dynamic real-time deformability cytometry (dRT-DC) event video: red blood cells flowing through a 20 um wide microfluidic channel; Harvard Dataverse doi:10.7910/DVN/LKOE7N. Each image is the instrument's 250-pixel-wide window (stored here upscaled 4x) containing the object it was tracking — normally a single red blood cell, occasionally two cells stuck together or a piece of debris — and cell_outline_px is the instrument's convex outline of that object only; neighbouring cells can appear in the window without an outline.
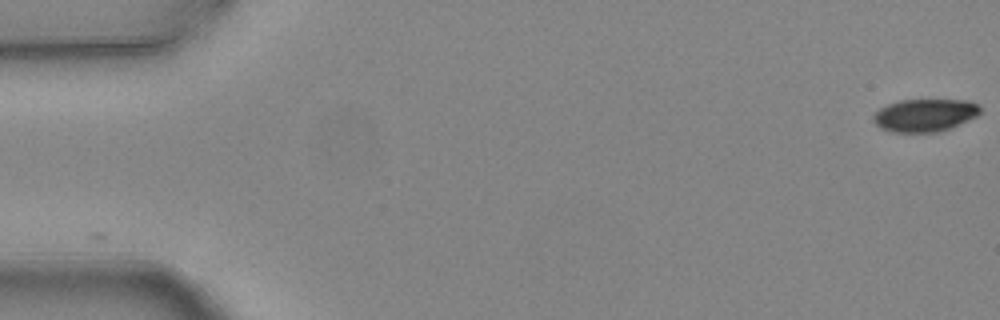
{"species": "common noctule bat (a hibernating species)", "species_latin": "Nyctalus noctula", "temperature_condition": "warm", "stored_images_in_passage": 9, "camera_frame_rate_fps": 3000, "um_per_image_px": 0.085, "animal": {"sex": "female", "body_mass_g": 24.6, "forearm_length_mm": 56.2}, "frame": {"image": 1, "passage_image": 1, "time_ms": 0.0, "image_size_px": [1000, 320], "cell_outline_px": [[980, 112], [976, 116], [952, 128], [940, 132], [892, 132], [880, 128], [872, 120], [872, 116], [880, 108], [888, 104], [900, 100], [968, 100], [980, 104]], "centroid_in_image_um": [78.61, 9.79], "position_along_channel_um": 6.4, "area_um2": 20.52}}
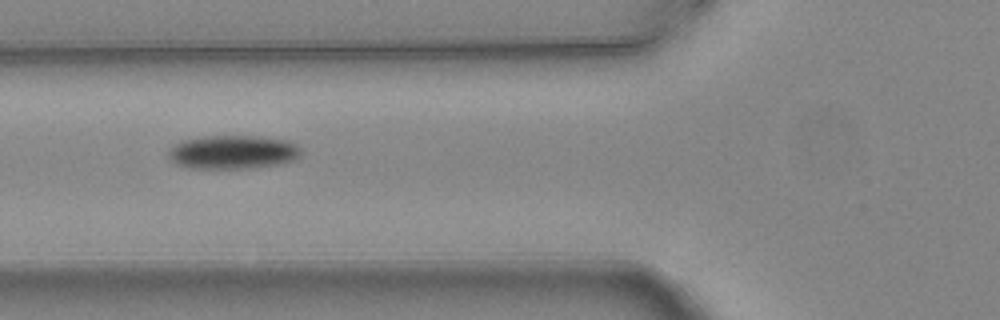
{"frame": {"image": 2, "passage_image": 7, "time_ms": 2.0, "image_size_px": [1000, 320], "cell_outline_px": [[300, 156], [292, 160], [276, 164], [256, 168], [188, 168], [176, 164], [168, 156], [168, 152], [172, 144], [184, 140], [204, 136], [260, 136], [288, 140], [296, 144], [300, 148]], "centroid_in_image_um": [19.77, 12.92], "position_along_channel_um": 106.0, "area_um2": 26.13}}
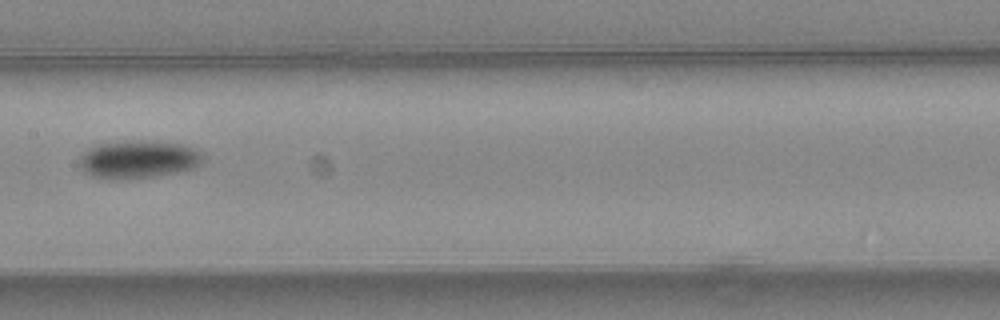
{"frame": {"image": 3, "passage_image": 9, "time_ms": 2.667, "image_size_px": [1000, 320], "cell_outline_px": [[204, 160], [200, 164], [192, 168], [176, 172], [156, 176], [128, 180], [108, 180], [92, 176], [84, 172], [80, 168], [80, 156], [88, 148], [100, 144], [124, 140], [156, 140], [180, 144], [196, 148], [204, 156]], "centroid_in_image_um": [11.74, 13.55], "position_along_channel_um": 195.7, "area_um2": 27.92}}